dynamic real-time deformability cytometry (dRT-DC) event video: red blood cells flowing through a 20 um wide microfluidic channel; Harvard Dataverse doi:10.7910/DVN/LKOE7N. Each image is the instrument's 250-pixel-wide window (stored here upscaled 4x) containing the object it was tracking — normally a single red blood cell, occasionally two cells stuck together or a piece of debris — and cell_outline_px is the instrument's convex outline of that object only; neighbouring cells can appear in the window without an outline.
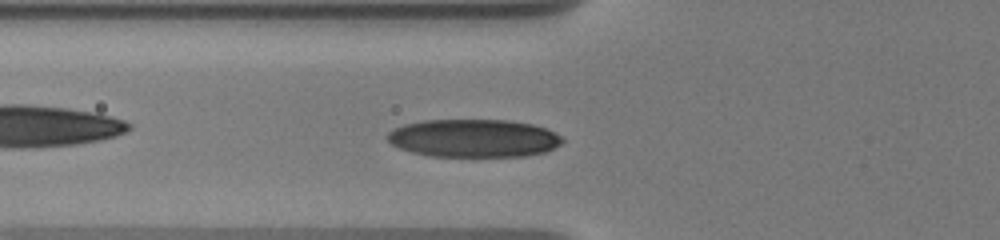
{"species": "human", "species_latin": "Homo sapiens", "temperature_condition": "warm", "stored_images_in_passage": 10, "camera_frame_rate_fps": 3000, "um_per_image_px": 0.085, "donor": {"sex": "male"}, "frame": {"image": 1, "passage_image": 10, "time_ms": 3.667, "image_size_px": [1000, 240], "cell_outline_px": [[564, 140], [560, 144], [544, 152], [528, 156], [428, 156], [412, 152], [400, 148], [392, 144], [388, 140], [388, 132], [392, 128], [404, 124], [424, 120], [508, 120], [532, 124], [544, 128], [560, 136]], "centroid_in_image_um": [40.23, 11.74], "position_along_channel_um": 85.6, "area_um2": 38.61}}